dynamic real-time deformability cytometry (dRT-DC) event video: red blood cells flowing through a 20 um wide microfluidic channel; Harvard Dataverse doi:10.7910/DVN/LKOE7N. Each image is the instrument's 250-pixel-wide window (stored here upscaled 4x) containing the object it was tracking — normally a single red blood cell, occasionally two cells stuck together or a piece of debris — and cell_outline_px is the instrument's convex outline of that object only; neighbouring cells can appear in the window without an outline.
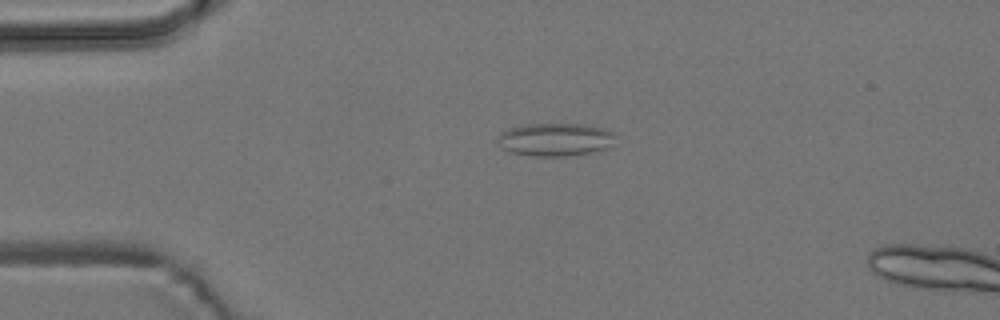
{"species": "common noctule bat (a hibernating species)", "species_latin": "Nyctalus noctula", "temperature_condition": "room temperature", "stored_images_in_passage": 3, "camera_frame_rate_fps": 3000, "um_per_image_px": 0.085, "animal": {"sex": "male", "body_mass_g": 19.2, "forearm_length_mm": 51.8}, "frame": {"image": 1, "passage_image": 2, "time_ms": 1.0, "image_size_px": [1000, 320], "cell_outline_px": [[616, 136], [604, 152], [564, 156], [532, 156], [512, 152], [504, 148], [496, 140], [500, 132], [524, 124], [580, 124], [604, 128], [612, 132]], "centroid_in_image_um": [47.24, 11.87], "position_along_channel_um": 37.8, "area_um2": 22.77}}